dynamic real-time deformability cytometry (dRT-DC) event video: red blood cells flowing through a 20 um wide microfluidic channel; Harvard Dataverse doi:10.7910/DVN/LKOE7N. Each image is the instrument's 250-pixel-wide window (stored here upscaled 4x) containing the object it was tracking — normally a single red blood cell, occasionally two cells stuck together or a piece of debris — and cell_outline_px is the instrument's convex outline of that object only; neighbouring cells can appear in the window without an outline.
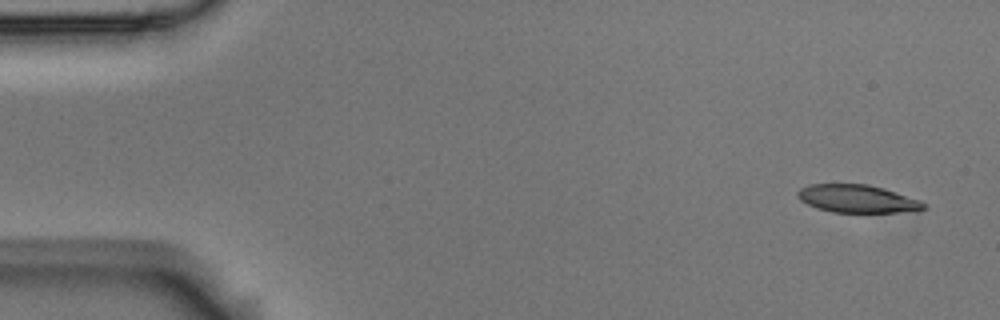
{"species": "Egyptian fruit bat (a non-hibernating species)", "species_latin": "Rousettus aegyptiacus", "temperature_condition": "room temperature", "stored_images_in_passage": 5, "camera_frame_rate_fps": 3000, "um_per_image_px": 0.085, "animal": {"sex": "male"}, "frame": {"image": 1, "passage_image": 1, "time_ms": 0.0, "image_size_px": [1000, 320], "cell_outline_px": [[928, 204], [924, 208], [916, 212], [832, 212], [816, 208], [800, 200], [796, 192], [800, 188], [808, 184], [868, 184], [884, 188], [920, 200]], "centroid_in_image_um": [72.89, 16.89], "position_along_channel_um": 12.1, "area_um2": 20.63}}
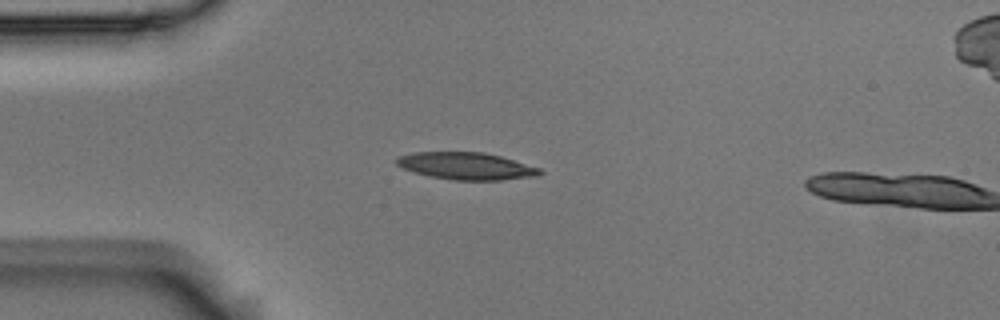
{"frame": {"image": 2, "passage_image": 4, "time_ms": 1.0, "image_size_px": [1000, 320], "cell_outline_px": [[544, 172], [536, 176], [500, 180], [456, 180], [428, 176], [412, 172], [396, 164], [396, 156], [412, 152], [484, 152], [500, 156], [540, 168]], "centroid_in_image_um": [39.6, 14.11], "position_along_channel_um": 45.4, "area_um2": 22.72}}